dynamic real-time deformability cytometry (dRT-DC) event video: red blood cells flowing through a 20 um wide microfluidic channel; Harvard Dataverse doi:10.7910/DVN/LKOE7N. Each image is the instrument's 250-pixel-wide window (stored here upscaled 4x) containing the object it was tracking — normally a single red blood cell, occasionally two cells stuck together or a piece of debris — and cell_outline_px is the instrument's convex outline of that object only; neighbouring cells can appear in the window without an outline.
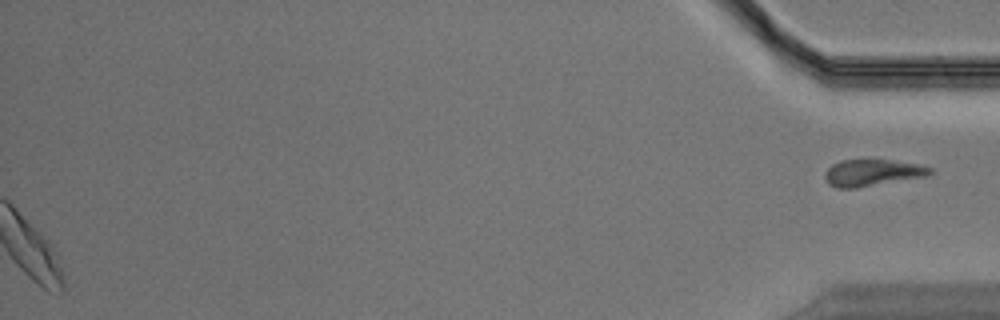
{"species": "Egyptian fruit bat (a non-hibernating species)", "species_latin": "Rousettus aegyptiacus", "temperature_condition": "warm", "stored_images_in_passage": 35, "segment_of_instrument_passage": [2, 2], "camera_frame_rate_fps": 3000, "um_per_image_px": 0.085, "animal": {"sex": "male"}, "frame": {"image": 1, "passage_image": 35, "time_ms": 11.333, "image_size_px": [1000, 320], "cell_outline_px": [[932, 172], [924, 176], [856, 188], [836, 188], [828, 184], [824, 180], [824, 172], [832, 164], [840, 160], [892, 160], [916, 164], [932, 168]], "centroid_in_image_um": [74.06, 14.68], "position_along_channel_um": 361.1, "area_um2": 16.18}}